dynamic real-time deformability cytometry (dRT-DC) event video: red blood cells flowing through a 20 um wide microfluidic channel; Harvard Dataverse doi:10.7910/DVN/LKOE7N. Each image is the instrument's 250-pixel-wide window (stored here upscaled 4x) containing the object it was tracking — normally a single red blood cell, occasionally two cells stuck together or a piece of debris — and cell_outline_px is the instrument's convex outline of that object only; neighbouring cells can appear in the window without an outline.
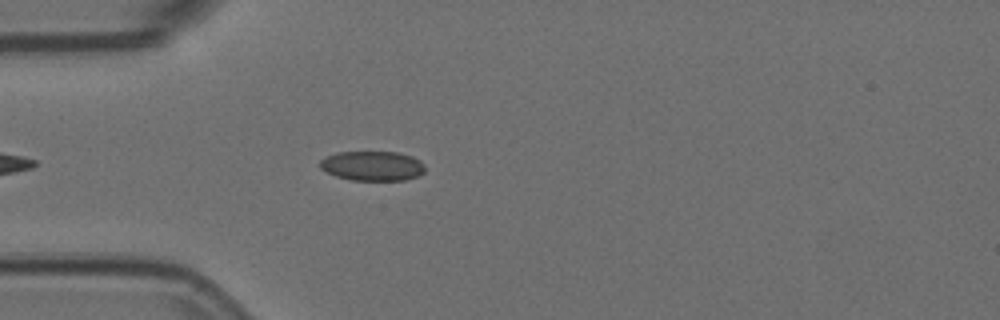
{"species": "Egyptian fruit bat (a non-hibernating species)", "species_latin": "Rousettus aegyptiacus", "temperature_condition": "room temperature", "stored_images_in_passage": 3, "camera_frame_rate_fps": 3000, "um_per_image_px": 0.085, "animal": {"sex": "female"}, "frame": {"image": 1, "passage_image": 3, "time_ms": 0.667, "image_size_px": [1000, 320], "cell_outline_px": [[424, 172], [416, 176], [404, 180], [352, 180], [336, 176], [320, 168], [320, 160], [336, 152], [400, 152], [412, 156], [420, 160], [424, 164]], "centroid_in_image_um": [31.67, 14.09], "position_along_channel_um": 53.3, "area_um2": 18.09}}